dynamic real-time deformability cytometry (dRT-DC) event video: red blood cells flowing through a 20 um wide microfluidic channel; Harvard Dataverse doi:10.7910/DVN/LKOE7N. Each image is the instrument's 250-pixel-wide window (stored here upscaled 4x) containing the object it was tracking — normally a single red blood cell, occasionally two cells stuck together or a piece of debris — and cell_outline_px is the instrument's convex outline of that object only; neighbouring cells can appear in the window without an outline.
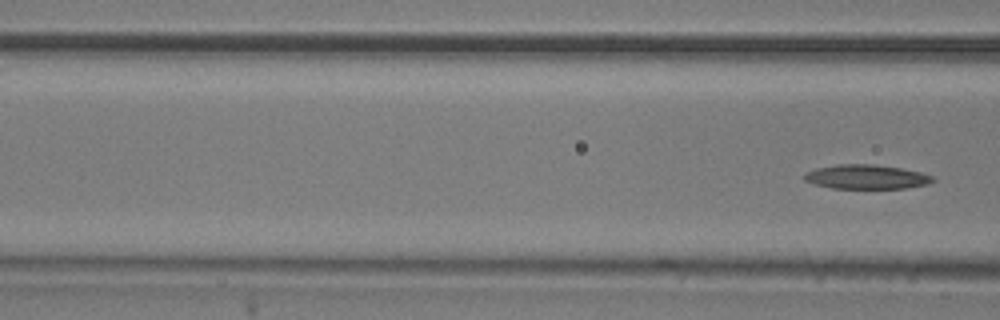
{"species": "common noctule bat (a hibernating species)", "species_latin": "Nyctalus noctula", "temperature_condition": "room temperature", "stored_images_in_passage": 11, "camera_frame_rate_fps": 3000, "um_per_image_px": 0.085, "animal": {"sex": "male", "body_mass_g": 20.5, "forearm_length_mm": 52.5}, "frame": {"image": 1, "passage_image": 11, "time_ms": 3.333, "image_size_px": [1000, 320], "cell_outline_px": [[936, 180], [928, 184], [904, 188], [832, 188], [816, 184], [804, 180], [804, 176], [808, 172], [816, 168], [836, 164], [872, 164], [900, 168], [920, 172], [932, 176]], "centroid_in_image_um": [73.65, 15.03], "position_along_channel_um": 92.9, "area_um2": 17.98}}